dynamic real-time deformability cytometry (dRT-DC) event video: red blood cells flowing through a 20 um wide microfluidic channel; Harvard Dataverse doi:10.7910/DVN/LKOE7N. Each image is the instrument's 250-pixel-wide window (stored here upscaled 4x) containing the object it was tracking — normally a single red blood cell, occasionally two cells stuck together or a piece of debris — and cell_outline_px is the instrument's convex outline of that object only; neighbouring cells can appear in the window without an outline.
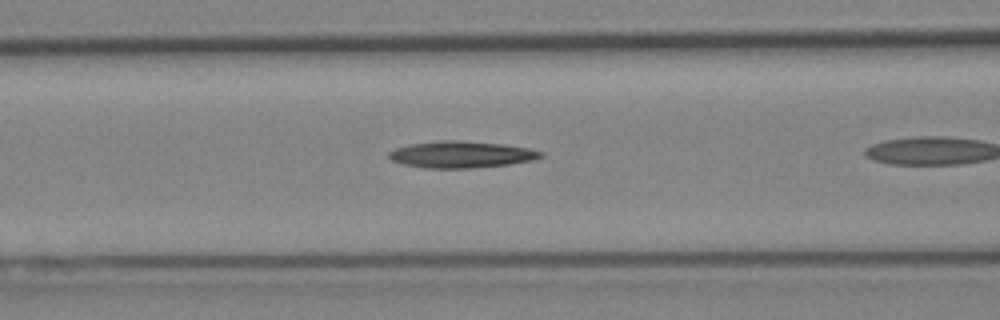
{"species": "Egyptian fruit bat (a non-hibernating species)", "species_latin": "Rousettus aegyptiacus", "temperature_condition": "cold", "stored_images_in_passage": 18, "camera_frame_rate_fps": 3000, "um_per_image_px": 0.085, "animal": {"sex": "female"}, "frame": {"image": 1, "passage_image": 6, "time_ms": 1.667, "image_size_px": [1000, 320], "cell_outline_px": [[544, 156], [532, 160], [508, 164], [472, 168], [424, 168], [404, 164], [392, 160], [388, 156], [388, 152], [396, 148], [408, 144], [440, 140], [456, 140], [504, 144], [528, 148], [544, 152]], "centroid_in_image_um": [39.2, 13.12], "position_along_channel_um": 127.4, "area_um2": 23.58}}
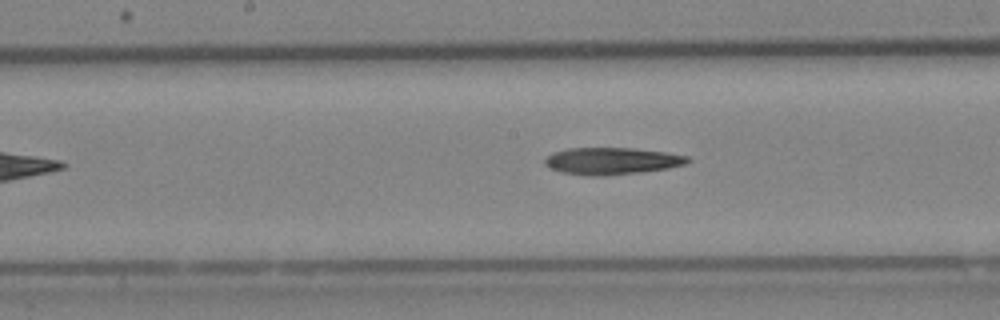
{"frame": {"image": 2, "passage_image": 11, "time_ms": 3.333, "image_size_px": [1000, 320], "cell_outline_px": [[692, 160], [684, 164], [668, 168], [640, 172], [604, 176], [588, 176], [564, 172], [552, 168], [544, 164], [544, 160], [552, 152], [568, 148], [636, 148], [664, 152], [688, 156]], "centroid_in_image_um": [52.01, 13.68], "position_along_channel_um": 196.2, "area_um2": 22.37}}